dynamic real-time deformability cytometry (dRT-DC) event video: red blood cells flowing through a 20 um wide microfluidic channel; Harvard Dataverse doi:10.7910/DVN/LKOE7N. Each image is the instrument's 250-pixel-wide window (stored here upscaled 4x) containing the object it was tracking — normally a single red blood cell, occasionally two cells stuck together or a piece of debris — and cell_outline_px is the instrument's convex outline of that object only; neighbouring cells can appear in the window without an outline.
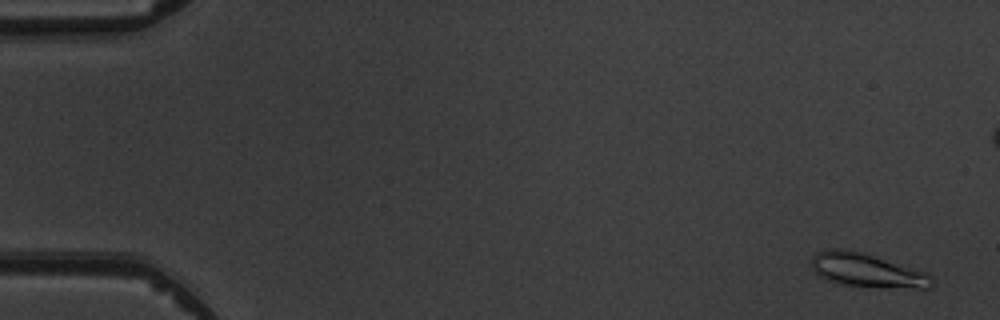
{"species": "common noctule bat (a hibernating species)", "species_latin": "Nyctalus noctula", "temperature_condition": "warm", "stored_images_in_passage": 6, "camera_frame_rate_fps": 3000, "um_per_image_px": 0.085, "animal": {"sex": "male", "body_mass_g": 19.5, "forearm_length_mm": 54.6}, "frame": {"image": 1, "passage_image": 1, "time_ms": 0.0, "image_size_px": [1000, 320], "cell_outline_px": [[932, 284], [928, 288], [880, 288], [840, 284], [828, 280], [820, 276], [812, 268], [812, 256], [816, 252], [828, 248], [840, 248], [860, 252], [924, 272], [932, 276]], "centroid_in_image_um": [73.64, 22.99], "position_along_channel_um": 11.4, "area_um2": 23.41}}